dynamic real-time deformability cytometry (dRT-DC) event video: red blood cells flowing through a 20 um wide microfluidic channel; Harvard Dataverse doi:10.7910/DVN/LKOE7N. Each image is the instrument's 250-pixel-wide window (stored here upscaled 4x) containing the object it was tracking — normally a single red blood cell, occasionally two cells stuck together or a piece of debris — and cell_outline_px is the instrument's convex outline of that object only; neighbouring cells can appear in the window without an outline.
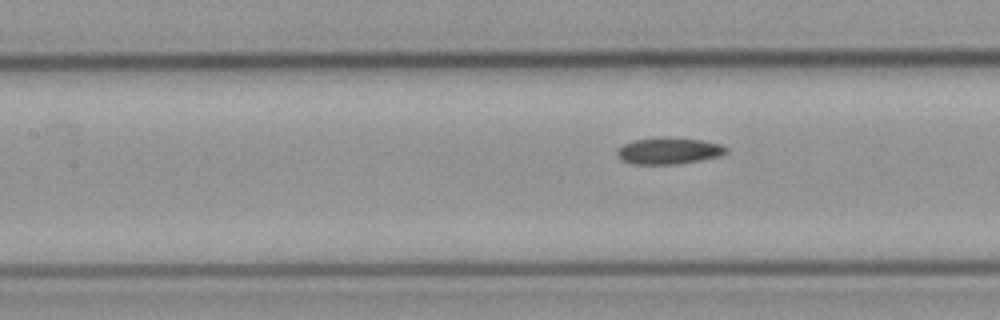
{"species": "common noctule bat (a hibernating species)", "species_latin": "Nyctalus noctula", "temperature_condition": "cold", "stored_images_in_passage": 5, "camera_frame_rate_fps": 3000, "um_per_image_px": 0.085, "animal": {"sex": "male", "body_mass_g": 23.1, "forearm_length_mm": 52.7}, "frame": {"image": 1, "passage_image": 5, "time_ms": 5.333, "image_size_px": [1000, 320], "cell_outline_px": [[728, 152], [716, 156], [700, 160], [676, 164], [632, 164], [624, 160], [616, 152], [616, 148], [632, 140], [660, 136], [700, 140], [720, 144], [728, 148]], "centroid_in_image_um": [56.81, 12.8], "position_along_channel_um": 150.6, "area_um2": 16.82}}